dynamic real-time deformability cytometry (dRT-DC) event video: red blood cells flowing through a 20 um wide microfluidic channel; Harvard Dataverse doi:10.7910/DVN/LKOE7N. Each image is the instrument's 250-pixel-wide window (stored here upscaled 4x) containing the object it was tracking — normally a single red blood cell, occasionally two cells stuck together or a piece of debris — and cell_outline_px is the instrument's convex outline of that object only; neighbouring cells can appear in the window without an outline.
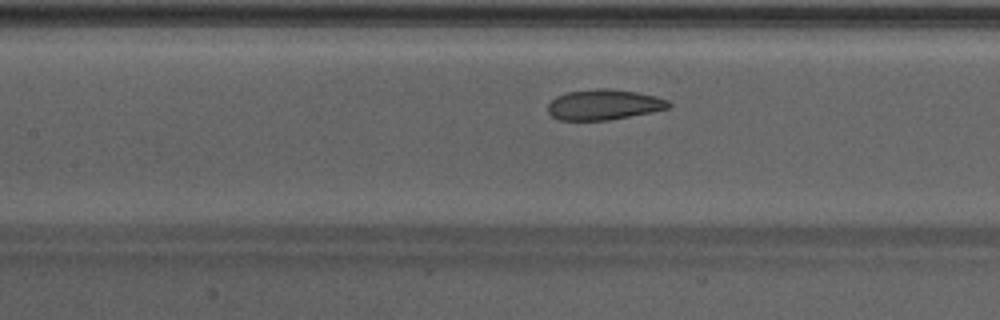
{"species": "Egyptian fruit bat (a non-hibernating species)", "species_latin": "Rousettus aegyptiacus", "temperature_condition": "warm", "stored_images_in_passage": 37, "camera_frame_rate_fps": 3000, "um_per_image_px": 0.085, "animal": {"sex": "male"}, "frame": {"image": 1, "passage_image": 11, "time_ms": 3.333, "image_size_px": [1000, 320], "cell_outline_px": [[672, 104], [668, 108], [608, 120], [560, 120], [552, 116], [548, 112], [548, 104], [556, 96], [568, 92], [596, 88], [608, 88], [636, 92], [656, 96], [668, 100]], "centroid_in_image_um": [51.31, 8.88], "position_along_channel_um": 156.1, "area_um2": 21.21}}
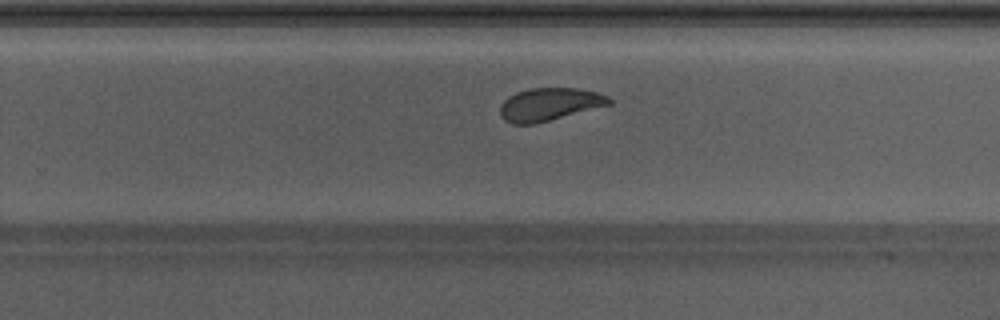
{"frame": {"image": 2, "passage_image": 20, "time_ms": 6.333, "image_size_px": [1000, 320], "cell_outline_px": [[612, 104], [536, 124], [512, 124], [504, 120], [500, 116], [500, 104], [508, 96], [516, 92], [528, 88], [576, 88], [596, 92], [608, 96], [612, 100]], "centroid_in_image_um": [46.67, 8.87], "position_along_channel_um": 283.1, "area_um2": 21.04}}
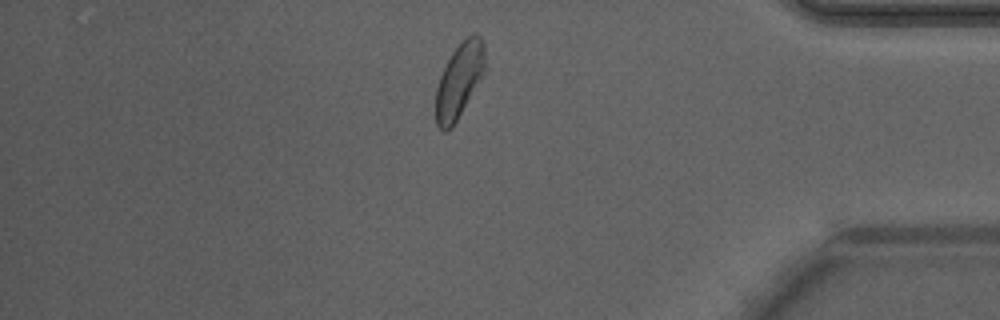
{"frame": {"image": 3, "passage_image": 30, "time_ms": 9.667, "image_size_px": [1000, 320], "cell_outline_px": [[484, 72], [452, 128], [444, 132], [436, 124], [436, 88], [440, 76], [452, 52], [472, 32], [476, 32], [484, 40]], "centroid_in_image_um": [39.03, 6.82], "position_along_channel_um": 396.2, "area_um2": 21.04}, "authors_computed_cell_mechanics": {"area_um2": 21.964, "velocity_mm_per_s": 4.2454, "shape_relaxation_time_tau1_ms": 2.5784, "shape_relaxation_time_tau2_ms": 1.3033, "deformation_change_tau1": 0.1119, "deformation_change_tau2": 0.0578}}